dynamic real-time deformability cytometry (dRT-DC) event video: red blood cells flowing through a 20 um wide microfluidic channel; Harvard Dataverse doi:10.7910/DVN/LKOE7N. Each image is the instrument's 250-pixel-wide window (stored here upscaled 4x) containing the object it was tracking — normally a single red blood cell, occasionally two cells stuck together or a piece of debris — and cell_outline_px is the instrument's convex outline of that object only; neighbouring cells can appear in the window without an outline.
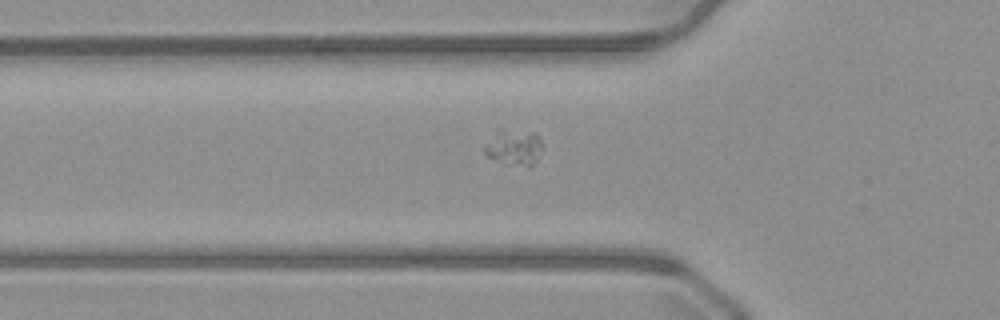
{"species": "common noctule bat (a hibernating species)", "species_latin": "Nyctalus noctula", "temperature_condition": "warm", "stored_images_in_passage": 38, "camera_frame_rate_fps": 3000, "um_per_image_px": 0.085, "animal": {"sex": "male", "body_mass_g": 23.1, "forearm_length_mm": 52.7}, "frame": {"image": 1, "passage_image": 4, "time_ms": 1.0, "image_size_px": [1000, 320], "cell_outline_px": [[544, 148], [536, 160], [528, 168], [504, 164], [488, 156], [484, 152], [484, 148], [496, 128], [500, 128], [536, 132], [540, 136]], "centroid_in_image_um": [43.73, 12.51], "position_along_channel_um": 82.1, "area_um2": 12.66}}
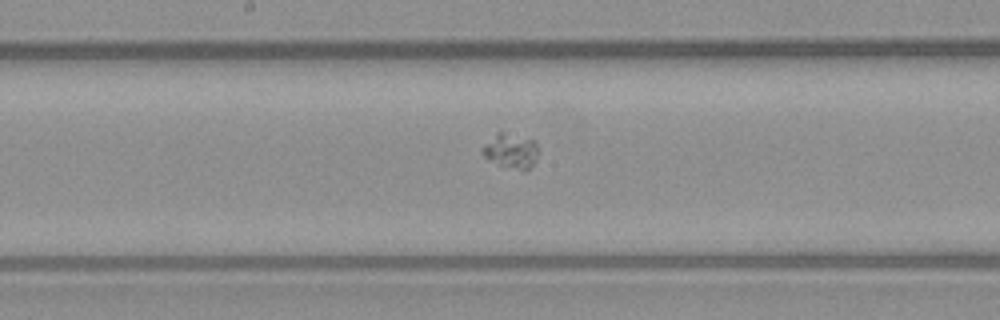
{"frame": {"image": 2, "passage_image": 13, "time_ms": 4.0, "image_size_px": [1000, 320], "cell_outline_px": [[540, 152], [532, 164], [528, 168], [520, 168], [500, 164], [484, 156], [480, 152], [480, 148], [496, 132], [504, 132], [536, 140]], "centroid_in_image_um": [43.43, 12.75], "position_along_channel_um": 204.8, "area_um2": 11.1}}
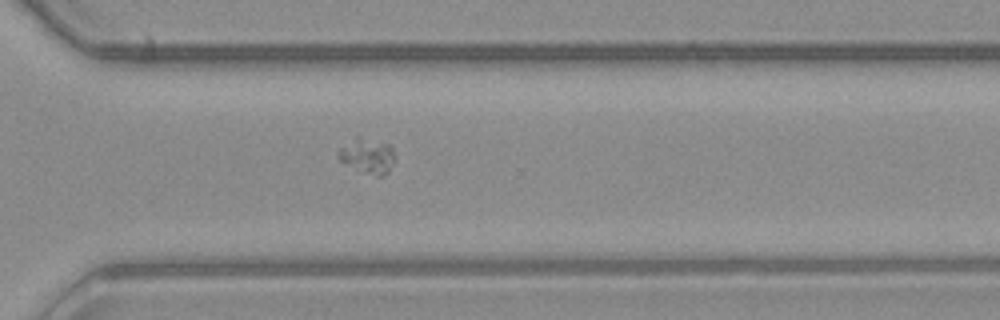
{"frame": {"image": 3, "passage_image": 23, "time_ms": 7.333, "image_size_px": [1000, 320], "cell_outline_px": [[392, 160], [388, 172], [384, 176], [376, 176], [344, 164], [336, 156], [336, 152], [356, 136], [360, 136], [388, 144], [392, 148]], "centroid_in_image_um": [31.18, 13.24], "position_along_channel_um": 339.4, "area_um2": 11.27}}